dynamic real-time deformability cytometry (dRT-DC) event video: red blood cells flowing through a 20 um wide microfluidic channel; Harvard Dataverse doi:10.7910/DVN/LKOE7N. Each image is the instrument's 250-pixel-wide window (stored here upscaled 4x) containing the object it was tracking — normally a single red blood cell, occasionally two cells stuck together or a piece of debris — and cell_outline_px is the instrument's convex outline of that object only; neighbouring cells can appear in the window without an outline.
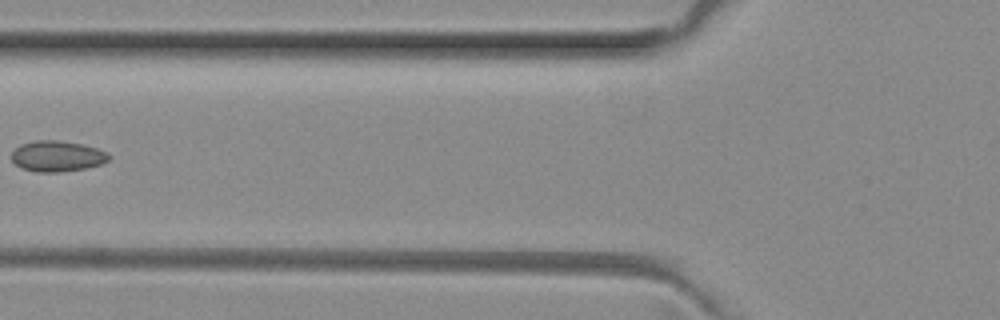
{"species": "common noctule bat (a hibernating species)", "species_latin": "Nyctalus noctula", "temperature_condition": "room temperature", "stored_images_in_passage": 5, "camera_frame_rate_fps": 3000, "um_per_image_px": 0.085, "animal": {"sex": "female", "body_mass_g": 29.2, "forearm_length_mm": 56.3}, "frame": {"image": 1, "passage_image": 5, "time_ms": 1.333, "image_size_px": [1000, 320], "cell_outline_px": [[108, 160], [100, 164], [84, 168], [60, 172], [36, 172], [20, 168], [12, 160], [12, 152], [20, 144], [36, 140], [56, 140], [80, 144], [96, 148], [108, 152]], "centroid_in_image_um": [4.82, 13.28], "position_along_channel_um": 121.0, "area_um2": 17.28}}